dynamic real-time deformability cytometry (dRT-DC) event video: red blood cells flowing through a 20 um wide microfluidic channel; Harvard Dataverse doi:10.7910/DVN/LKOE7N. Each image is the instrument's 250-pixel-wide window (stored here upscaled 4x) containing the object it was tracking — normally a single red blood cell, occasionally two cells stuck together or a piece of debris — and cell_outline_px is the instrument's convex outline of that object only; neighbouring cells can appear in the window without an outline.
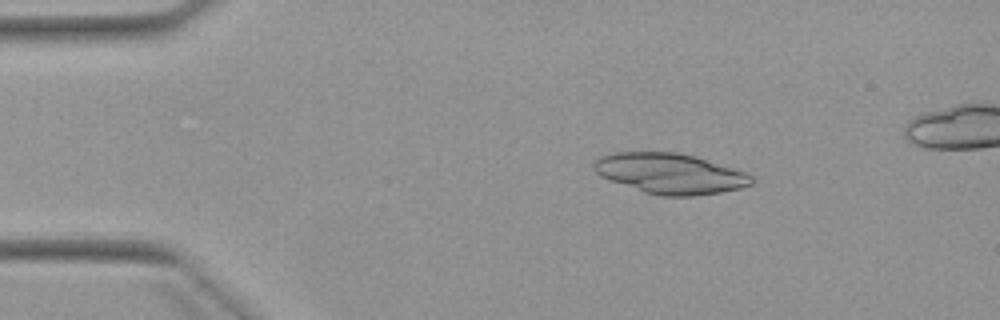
{"species": "Egyptian fruit bat (a non-hibernating species)", "species_latin": "Rousettus aegyptiacus", "temperature_condition": "warm", "stored_images_in_passage": 4, "camera_frame_rate_fps": 3000, "um_per_image_px": 0.085, "animal": {"sex": "female"}, "frame": {"image": 1, "passage_image": 2, "time_ms": 1.333, "image_size_px": [1000, 320], "cell_outline_px": [[756, 180], [752, 184], [740, 188], [720, 192], [692, 196], [660, 196], [644, 192], [600, 176], [592, 168], [592, 164], [600, 156], [612, 152], [676, 152], [696, 156], [744, 172], [752, 176]], "centroid_in_image_um": [56.94, 14.74], "position_along_channel_um": 28.1, "area_um2": 37.05}}